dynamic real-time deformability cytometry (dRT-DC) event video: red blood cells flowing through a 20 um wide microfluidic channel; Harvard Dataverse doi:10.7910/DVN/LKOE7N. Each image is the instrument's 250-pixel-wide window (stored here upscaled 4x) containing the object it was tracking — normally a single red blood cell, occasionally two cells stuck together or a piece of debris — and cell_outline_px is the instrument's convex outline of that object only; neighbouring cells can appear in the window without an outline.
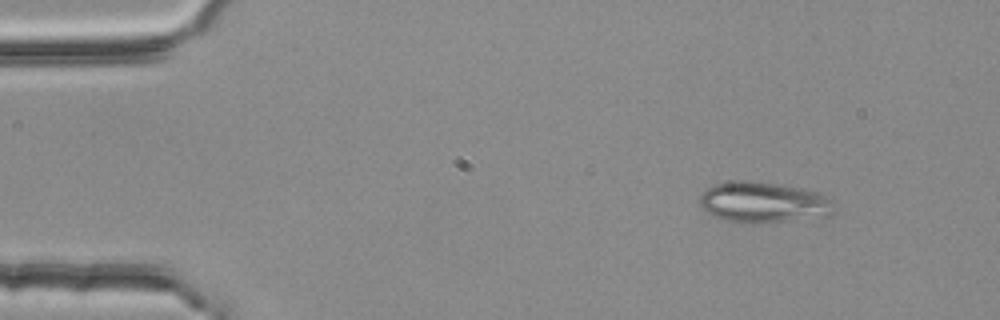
{"species": "common noctule bat (a hibernating species)", "species_latin": "Nyctalus noctula", "temperature_condition": "room temperature", "stored_images_in_passage": 3, "camera_frame_rate_fps": 3000, "um_per_image_px": 0.085, "animal": {"sex": "female", "body_mass_g": 25.1}, "frame": {"image": 1, "passage_image": 1, "time_ms": 0.0, "image_size_px": [1000, 320], "cell_outline_px": [[836, 212], [832, 216], [752, 224], [740, 224], [724, 220], [712, 216], [700, 204], [700, 196], [704, 188], [716, 184], [736, 180], [748, 180], [804, 188], [820, 192], [832, 200]], "centroid_in_image_um": [64.92, 17.21], "position_along_channel_um": 20.1, "area_um2": 32.6}}